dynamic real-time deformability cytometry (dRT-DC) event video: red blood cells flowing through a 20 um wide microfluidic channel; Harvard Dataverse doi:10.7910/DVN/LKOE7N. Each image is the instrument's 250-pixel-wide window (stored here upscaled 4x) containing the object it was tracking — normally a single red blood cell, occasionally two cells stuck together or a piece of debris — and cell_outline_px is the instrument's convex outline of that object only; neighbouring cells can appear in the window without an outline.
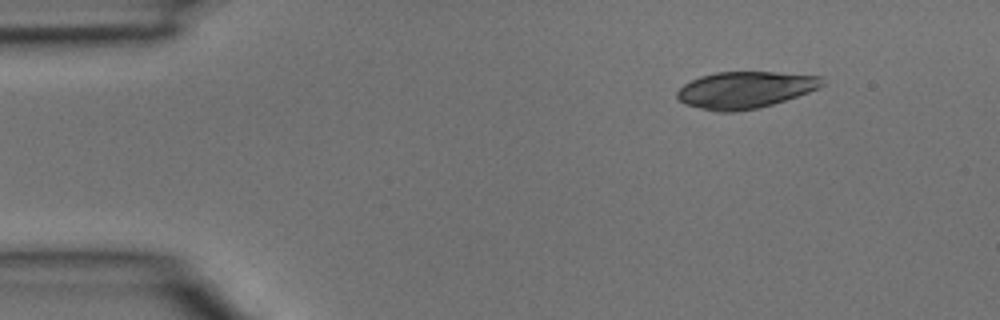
{"species": "common noctule bat (a hibernating species)", "species_latin": "Nyctalus noctula", "temperature_condition": "room temperature", "stored_images_in_passage": 3, "camera_frame_rate_fps": 3000, "um_per_image_px": 0.085, "animal": {"sex": "male", "body_mass_g": 15.6}, "frame": {"image": 1, "passage_image": 1, "time_ms": 0.0, "image_size_px": [1000, 320], "cell_outline_px": [[824, 84], [820, 88], [772, 104], [756, 108], [736, 112], [720, 112], [700, 108], [684, 104], [676, 96], [676, 92], [684, 84], [700, 76], [716, 72], [776, 72], [824, 76]], "centroid_in_image_um": [63.34, 7.63], "position_along_channel_um": 21.7, "area_um2": 31.04}}